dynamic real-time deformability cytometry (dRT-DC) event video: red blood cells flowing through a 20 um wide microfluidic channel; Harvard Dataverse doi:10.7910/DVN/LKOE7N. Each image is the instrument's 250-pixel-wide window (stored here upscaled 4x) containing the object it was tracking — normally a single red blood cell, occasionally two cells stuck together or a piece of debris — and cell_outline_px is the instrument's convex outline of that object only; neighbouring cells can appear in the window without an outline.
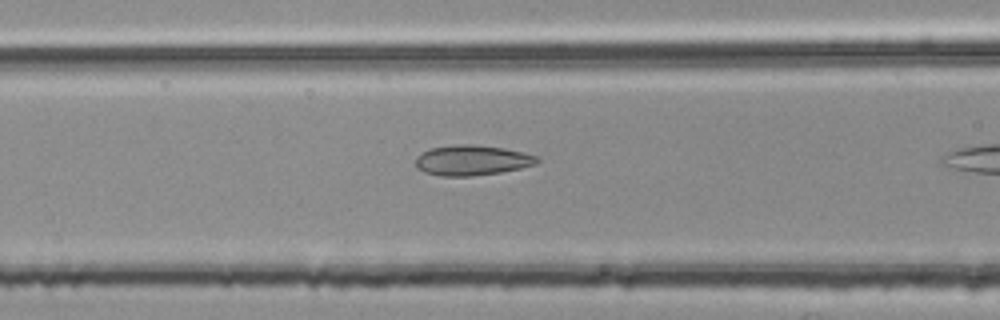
{"species": "common noctule bat (a hibernating species)", "species_latin": "Nyctalus noctula", "temperature_condition": "room temperature", "stored_images_in_passage": 16, "camera_frame_rate_fps": 3000, "um_per_image_px": 0.085, "animal": {"sex": "female", "body_mass_g": 25.1}, "frame": {"image": 1, "passage_image": 12, "time_ms": 3.667, "image_size_px": [1000, 320], "cell_outline_px": [[540, 160], [536, 164], [520, 168], [500, 172], [472, 176], [440, 176], [424, 172], [416, 168], [416, 156], [432, 148], [456, 144], [468, 144], [504, 148], [536, 156]], "centroid_in_image_um": [40.09, 13.63], "position_along_channel_um": 126.5, "area_um2": 21.21}}